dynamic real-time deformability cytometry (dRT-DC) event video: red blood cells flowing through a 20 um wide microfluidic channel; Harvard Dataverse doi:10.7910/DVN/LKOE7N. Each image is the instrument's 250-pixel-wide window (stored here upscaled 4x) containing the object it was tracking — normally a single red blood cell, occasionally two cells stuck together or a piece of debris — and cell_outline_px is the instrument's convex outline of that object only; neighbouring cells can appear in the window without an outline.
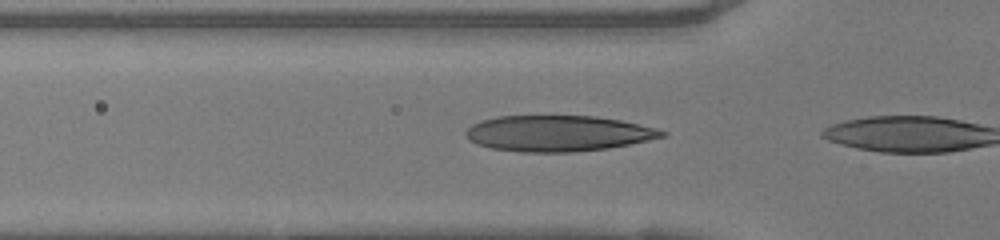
{"species": "human", "species_latin": "Homo sapiens", "temperature_condition": "warm", "stored_images_in_passage": 3, "camera_frame_rate_fps": 3000, "um_per_image_px": 0.085, "donor": {"sex": "female"}, "frame": {"image": 1, "passage_image": 2, "time_ms": 0.333, "image_size_px": [1000, 240], "cell_outline_px": [[668, 136], [608, 148], [572, 152], [524, 152], [492, 148], [476, 144], [468, 140], [464, 132], [472, 124], [480, 120], [496, 116], [596, 116], [620, 120], [656, 128], [668, 132]], "centroid_in_image_um": [47.41, 11.33], "position_along_channel_um": 78.4, "area_um2": 41.1}}